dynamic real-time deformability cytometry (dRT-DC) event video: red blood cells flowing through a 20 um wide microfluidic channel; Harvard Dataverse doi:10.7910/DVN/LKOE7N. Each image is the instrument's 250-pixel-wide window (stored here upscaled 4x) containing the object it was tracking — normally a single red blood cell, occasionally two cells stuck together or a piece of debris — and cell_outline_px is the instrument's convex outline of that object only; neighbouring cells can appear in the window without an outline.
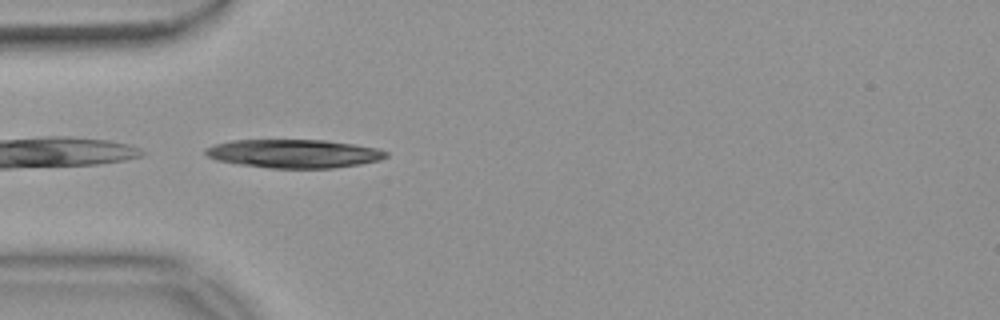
{"species": "common noctule bat (a hibernating species)", "species_latin": "Nyctalus noctula", "temperature_condition": "warm", "stored_images_in_passage": 5, "camera_frame_rate_fps": 3000, "um_per_image_px": 0.085, "animal": {"sex": "female", "body_mass_g": 18.4}, "frame": {"image": 1, "passage_image": 1, "time_ms": 0.0, "image_size_px": [1000, 320], "cell_outline_px": [[388, 156], [380, 160], [360, 164], [332, 168], [268, 168], [240, 164], [216, 160], [208, 156], [204, 152], [204, 148], [216, 144], [232, 140], [324, 140], [352, 144], [376, 148], [388, 152]], "centroid_in_image_um": [24.97, 13.06], "position_along_channel_um": 60.0, "area_um2": 29.88}}